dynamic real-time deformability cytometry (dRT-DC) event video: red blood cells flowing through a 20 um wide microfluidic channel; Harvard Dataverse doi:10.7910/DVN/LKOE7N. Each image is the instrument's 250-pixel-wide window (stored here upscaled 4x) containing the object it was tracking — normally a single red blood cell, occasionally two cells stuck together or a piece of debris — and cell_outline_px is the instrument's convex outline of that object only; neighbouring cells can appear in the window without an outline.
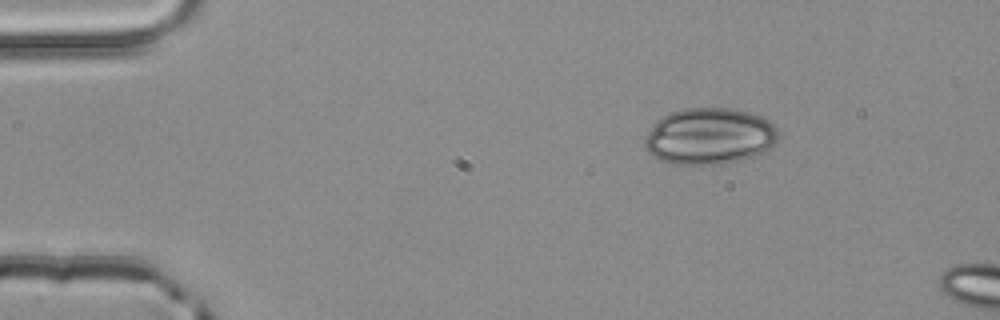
{"species": "common noctule bat (a hibernating species)", "species_latin": "Nyctalus noctula", "temperature_condition": "room temperature", "stored_images_in_passage": 2, "camera_frame_rate_fps": 3000, "um_per_image_px": 0.085, "animal": {"sex": "male", "body_mass_g": 20.4}, "frame": {"image": 1, "passage_image": 1, "time_ms": 0.0, "image_size_px": [1000, 320], "cell_outline_px": [[776, 144], [752, 156], [740, 160], [724, 164], [672, 164], [660, 160], [652, 156], [644, 148], [644, 140], [652, 124], [656, 120], [672, 112], [684, 108], [732, 108], [748, 112], [772, 120], [776, 128]], "centroid_in_image_um": [60.27, 11.57], "position_along_channel_um": 24.7, "area_um2": 44.04}}